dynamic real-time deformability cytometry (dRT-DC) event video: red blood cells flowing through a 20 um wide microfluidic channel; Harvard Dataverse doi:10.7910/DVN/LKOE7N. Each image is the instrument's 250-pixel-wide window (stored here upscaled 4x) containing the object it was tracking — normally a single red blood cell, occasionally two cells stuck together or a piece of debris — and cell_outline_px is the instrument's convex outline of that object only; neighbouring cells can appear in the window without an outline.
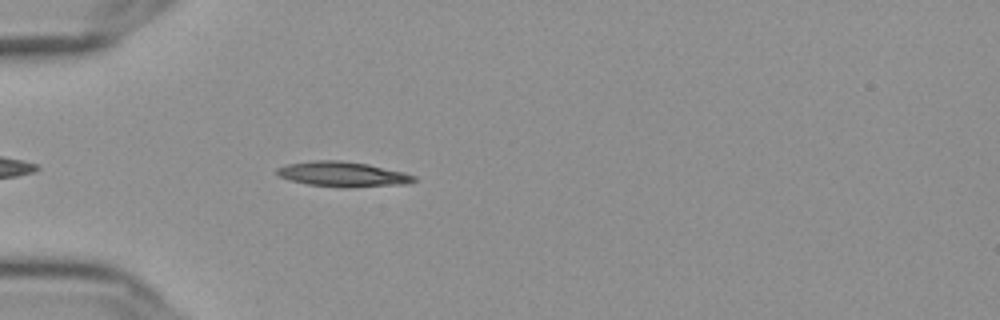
{"species": "Egyptian fruit bat (a non-hibernating species)", "species_latin": "Rousettus aegyptiacus", "temperature_condition": "cold", "stored_images_in_passage": 46, "camera_frame_rate_fps": 3000, "um_per_image_px": 0.085, "frame": {"image": 1, "passage_image": 7, "time_ms": 2.0, "image_size_px": [1000, 320], "cell_outline_px": [[416, 180], [408, 184], [348, 188], [344, 188], [308, 184], [292, 180], [280, 176], [276, 172], [276, 168], [288, 164], [312, 160], [340, 160], [368, 164], [404, 172], [416, 176]], "centroid_in_image_um": [29.18, 14.81], "position_along_channel_um": 55.8, "area_um2": 20.06}}
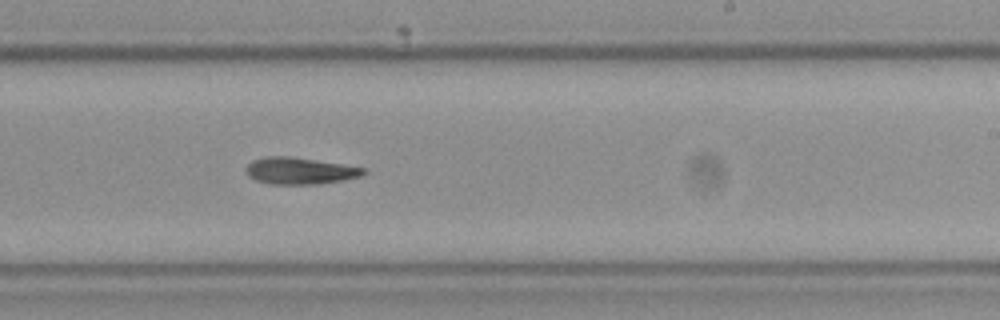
{"frame": {"image": 2, "passage_image": 25, "time_ms": 8.0, "image_size_px": [1000, 320], "cell_outline_px": [[368, 172], [364, 176], [344, 180], [320, 184], [268, 184], [256, 180], [248, 176], [244, 168], [252, 160], [264, 156], [288, 156], [368, 168]], "centroid_in_image_um": [25.51, 14.52], "position_along_channel_um": 263.5, "area_um2": 18.61}}
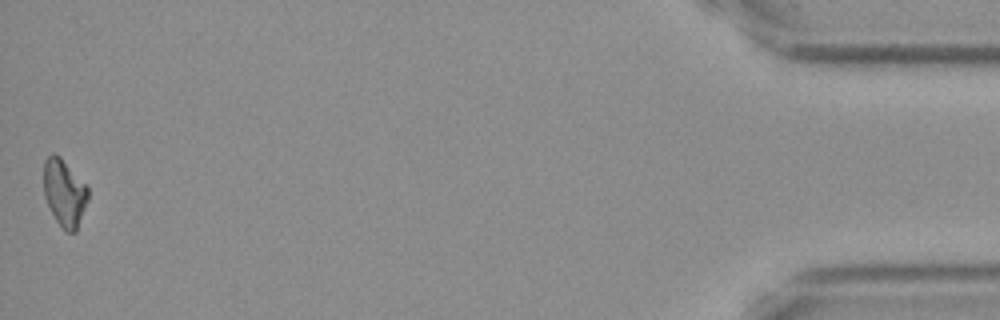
{"frame": {"image": 3, "passage_image": 46, "time_ms": 15.0, "image_size_px": [1000, 320], "cell_outline_px": [[88, 200], [76, 232], [64, 232], [56, 220], [44, 196], [44, 160], [52, 152], [56, 152], [88, 184]], "centroid_in_image_um": [5.49, 16.36], "position_along_channel_um": 429.7, "area_um2": 17.69}}